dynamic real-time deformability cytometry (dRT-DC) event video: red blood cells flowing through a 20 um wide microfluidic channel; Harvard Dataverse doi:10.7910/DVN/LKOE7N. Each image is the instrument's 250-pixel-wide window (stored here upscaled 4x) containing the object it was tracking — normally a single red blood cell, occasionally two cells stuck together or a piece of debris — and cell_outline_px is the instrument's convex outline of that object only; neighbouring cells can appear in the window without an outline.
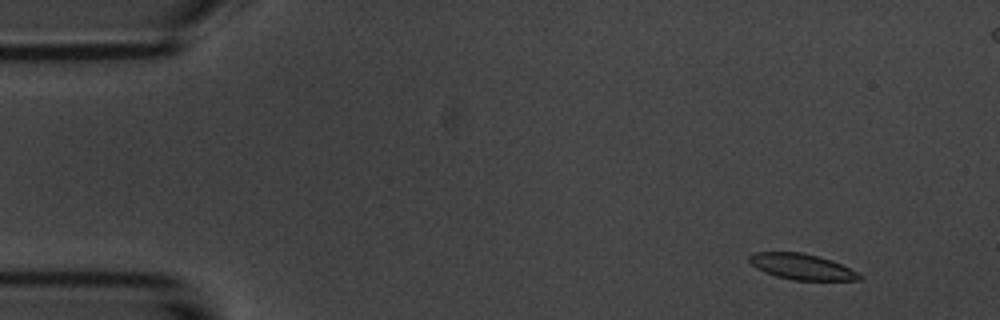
{"species": "common noctule bat (a hibernating species)", "species_latin": "Nyctalus noctula", "temperature_condition": "room temperature", "stored_images_in_passage": 11, "camera_frame_rate_fps": 3000, "um_per_image_px": 0.085, "animal": {"sex": "male", "body_mass_g": 20.1, "forearm_length_mm": 53.5}, "frame": {"image": 1, "passage_image": 4, "time_ms": 1.0, "image_size_px": [1000, 320], "cell_outline_px": [[864, 276], [860, 280], [792, 280], [776, 276], [764, 272], [756, 268], [748, 260], [748, 256], [752, 252], [800, 252], [820, 256], [832, 260]], "centroid_in_image_um": [68.12, 22.66], "position_along_channel_um": 16.9, "area_um2": 16.59}}